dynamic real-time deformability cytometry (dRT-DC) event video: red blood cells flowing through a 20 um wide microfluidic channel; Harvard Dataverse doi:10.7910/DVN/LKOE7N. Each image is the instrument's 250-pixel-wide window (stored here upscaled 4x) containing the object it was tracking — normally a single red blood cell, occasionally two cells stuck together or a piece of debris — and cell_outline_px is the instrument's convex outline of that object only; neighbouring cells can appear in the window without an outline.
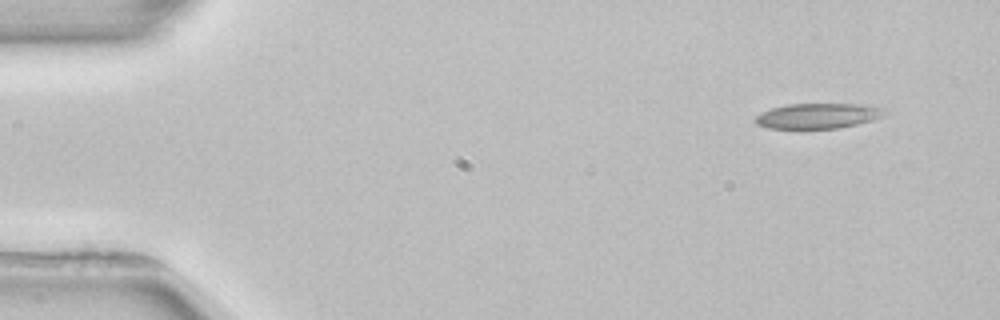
{"species": "common noctule bat (a hibernating species)", "species_latin": "Nyctalus noctula", "temperature_condition": "room temperature", "stored_images_in_passage": 5, "camera_frame_rate_fps": 3000, "um_per_image_px": 0.085, "animal": {"sex": "female", "body_mass_g": 22.7, "forearm_length_mm": 54.2}, "frame": {"image": 1, "passage_image": 1, "time_ms": 0.0, "image_size_px": [1000, 320], "cell_outline_px": [[888, 112], [872, 120], [856, 124], [836, 128], [804, 132], [768, 128], [756, 124], [752, 120], [756, 116], [772, 108], [788, 104], [864, 104], [888, 108]], "centroid_in_image_um": [69.49, 9.89], "position_along_channel_um": 15.5, "area_um2": 19.94}}
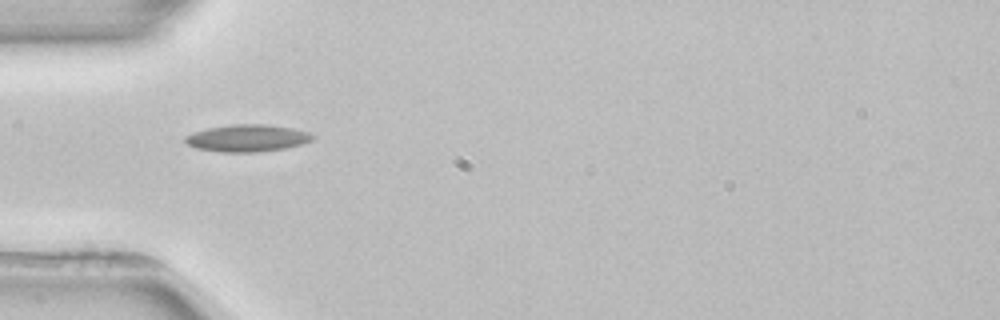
{"frame": {"image": 2, "passage_image": 4, "time_ms": 4.0, "image_size_px": [1000, 320], "cell_outline_px": [[316, 136], [312, 140], [300, 144], [284, 148], [256, 152], [220, 152], [196, 148], [188, 144], [184, 140], [184, 136], [192, 132], [208, 128], [232, 124], [268, 124], [292, 128], [308, 132]], "centroid_in_image_um": [21.0, 11.73], "position_along_channel_um": 64.0, "area_um2": 20.11}}